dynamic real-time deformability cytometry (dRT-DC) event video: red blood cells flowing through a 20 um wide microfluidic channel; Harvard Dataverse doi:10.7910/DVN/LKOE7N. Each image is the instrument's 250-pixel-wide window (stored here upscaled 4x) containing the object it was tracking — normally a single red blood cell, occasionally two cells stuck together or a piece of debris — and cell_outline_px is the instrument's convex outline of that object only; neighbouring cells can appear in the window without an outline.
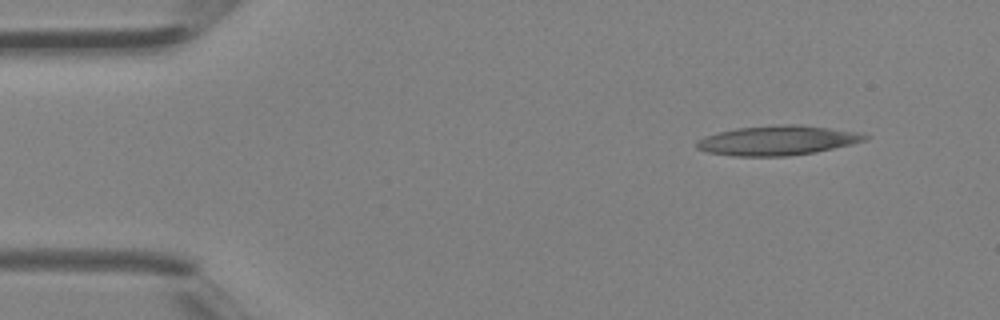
{"species": "Egyptian fruit bat (a non-hibernating species)", "species_latin": "Rousettus aegyptiacus", "temperature_condition": "room temperature", "stored_images_in_passage": 3, "camera_frame_rate_fps": 3000, "um_per_image_px": 0.085, "animal": {"sex": "female"}, "frame": {"image": 1, "passage_image": 1, "time_ms": 0.0, "image_size_px": [1000, 320], "cell_outline_px": [[872, 136], [868, 140], [852, 144], [812, 152], [788, 156], [732, 156], [708, 152], [696, 148], [696, 140], [704, 136], [736, 128], [784, 124], [792, 124], [864, 132]], "centroid_in_image_um": [66.12, 11.93], "position_along_channel_um": 18.9, "area_um2": 29.02}}
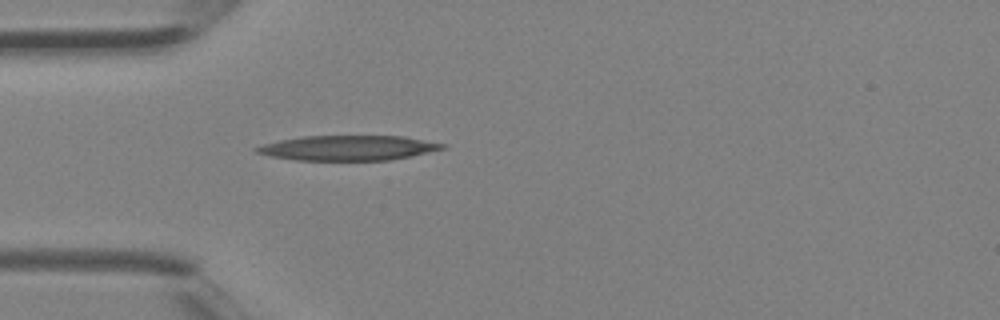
{"frame": {"image": 2, "passage_image": 3, "time_ms": 0.667, "image_size_px": [1000, 320], "cell_outline_px": [[448, 148], [388, 160], [296, 160], [268, 156], [256, 152], [252, 148], [264, 144], [280, 140], [304, 136], [404, 136], [448, 144]], "centroid_in_image_um": [29.6, 12.57], "position_along_channel_um": 55.4, "area_um2": 26.99}}